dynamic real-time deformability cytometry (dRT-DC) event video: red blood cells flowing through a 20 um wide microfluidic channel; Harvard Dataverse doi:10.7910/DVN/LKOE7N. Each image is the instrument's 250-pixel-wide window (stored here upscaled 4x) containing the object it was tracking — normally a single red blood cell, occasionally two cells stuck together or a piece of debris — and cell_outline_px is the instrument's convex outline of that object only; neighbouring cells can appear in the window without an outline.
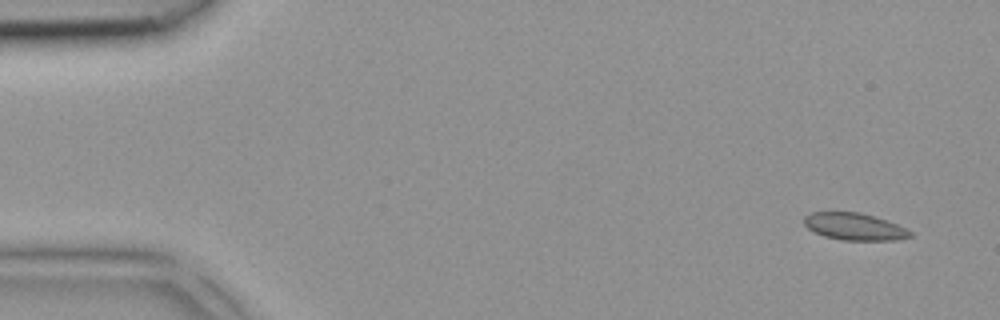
{"species": "common noctule bat (a hibernating species)", "species_latin": "Nyctalus noctula", "temperature_condition": "room temperature", "stored_images_in_passage": 4, "camera_frame_rate_fps": 3000, "um_per_image_px": 0.085, "animal": {"sex": "female", "body_mass_g": 18.4}, "frame": {"image": 1, "passage_image": 1, "time_ms": 0.0, "image_size_px": [1000, 320], "cell_outline_px": [[912, 236], [896, 240], [844, 240], [824, 236], [808, 228], [804, 224], [804, 216], [812, 212], [860, 212], [896, 224], [912, 232]], "centroid_in_image_um": [72.6, 19.26], "position_along_channel_um": 12.4, "area_um2": 16.47}}
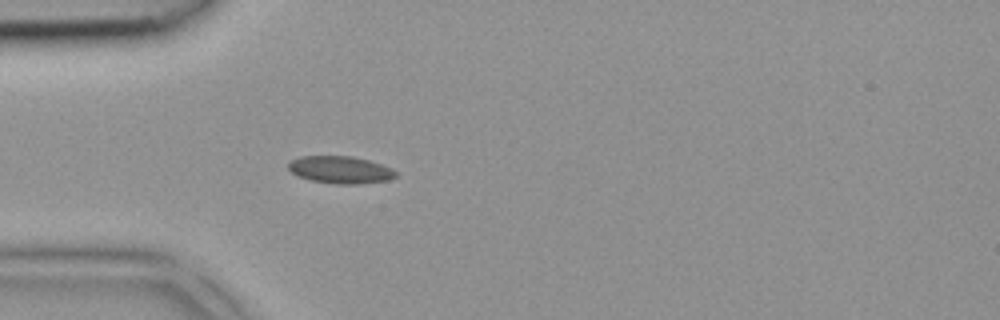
{"frame": {"image": 2, "passage_image": 4, "time_ms": 1.0, "image_size_px": [1000, 320], "cell_outline_px": [[396, 176], [388, 180], [360, 184], [336, 184], [312, 180], [300, 176], [292, 172], [288, 168], [288, 160], [300, 156], [352, 156], [368, 160], [392, 168], [396, 172]], "centroid_in_image_um": [28.92, 14.42], "position_along_channel_um": 56.1, "area_um2": 17.05}}